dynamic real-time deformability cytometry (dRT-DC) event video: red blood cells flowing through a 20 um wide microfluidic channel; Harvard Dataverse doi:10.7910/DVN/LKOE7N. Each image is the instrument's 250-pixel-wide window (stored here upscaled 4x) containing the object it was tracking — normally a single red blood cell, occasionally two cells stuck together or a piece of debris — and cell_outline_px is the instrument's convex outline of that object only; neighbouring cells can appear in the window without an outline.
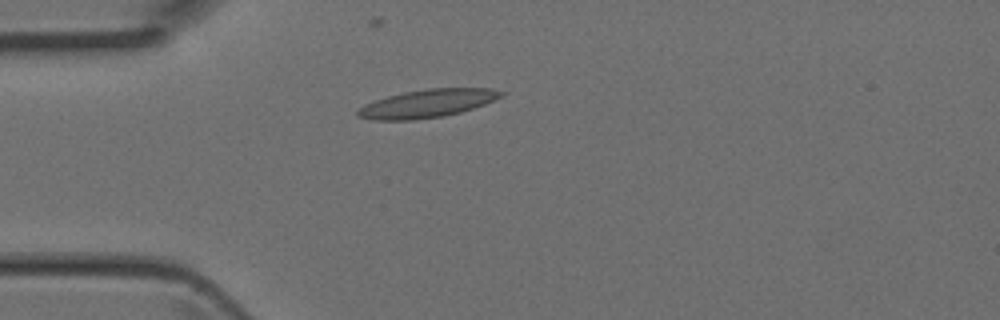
{"species": "Egyptian fruit bat (a non-hibernating species)", "species_latin": "Rousettus aegyptiacus", "temperature_condition": "room temperature", "stored_images_in_passage": 3, "camera_frame_rate_fps": 3000, "um_per_image_px": 0.085, "animal": {"sex": "female"}, "frame": {"image": 1, "passage_image": 3, "time_ms": 0.667, "image_size_px": [1000, 320], "cell_outline_px": [[508, 92], [504, 96], [484, 104], [460, 112], [444, 116], [416, 120], [372, 120], [356, 116], [356, 112], [364, 104], [388, 96], [404, 92], [428, 88], [488, 88]], "centroid_in_image_um": [36.33, 8.8], "position_along_channel_um": 48.7, "area_um2": 23.52}}